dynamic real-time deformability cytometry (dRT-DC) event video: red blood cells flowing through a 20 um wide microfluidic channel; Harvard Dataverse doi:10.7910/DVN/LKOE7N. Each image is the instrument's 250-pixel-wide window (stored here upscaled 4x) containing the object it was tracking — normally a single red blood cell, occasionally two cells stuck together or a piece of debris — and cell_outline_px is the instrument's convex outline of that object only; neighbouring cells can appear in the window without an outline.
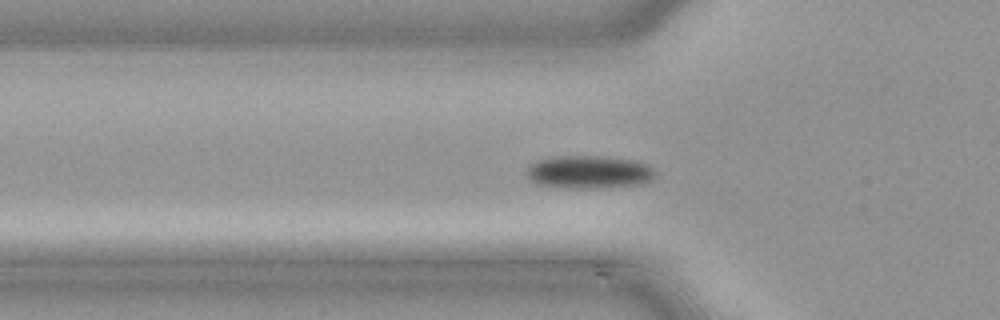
{"species": "common noctule bat (a hibernating species)", "species_latin": "Nyctalus noctula", "temperature_condition": "cold", "stored_images_in_passage": 44, "camera_frame_rate_fps": 3000, "um_per_image_px": 0.085, "animal": {"sex": "male", "body_mass_g": 21.5, "forearm_length_mm": 52.0}, "frame": {"image": 1, "passage_image": 15, "time_ms": 4.667, "image_size_px": [1000, 320], "cell_outline_px": [[656, 172], [652, 180], [640, 184], [604, 188], [560, 188], [536, 184], [528, 176], [528, 168], [532, 164], [540, 160], [560, 156], [592, 156], [628, 160], [644, 164], [652, 168]], "centroid_in_image_um": [50.06, 14.66], "position_along_channel_um": 75.7, "area_um2": 24.28}}
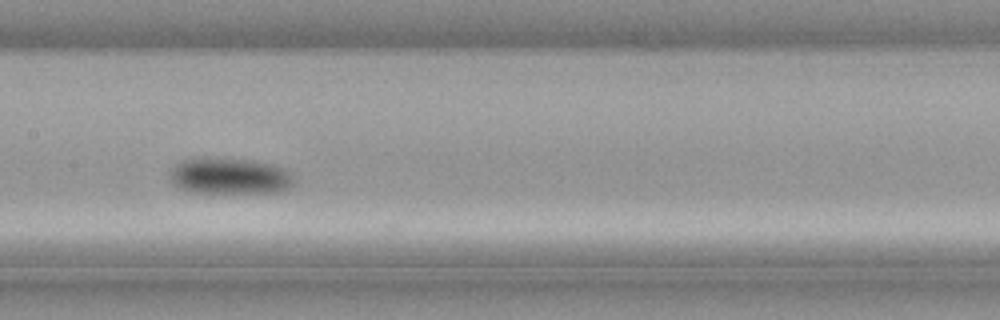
{"frame": {"image": 2, "passage_image": 23, "time_ms": 7.333, "image_size_px": [1000, 320], "cell_outline_px": [[296, 180], [284, 192], [212, 196], [188, 192], [172, 184], [172, 168], [176, 164], [184, 160], [204, 156], [252, 160], [272, 164], [284, 168], [292, 172]], "centroid_in_image_um": [19.56, 15.02], "position_along_channel_um": 187.8, "area_um2": 27.92}}
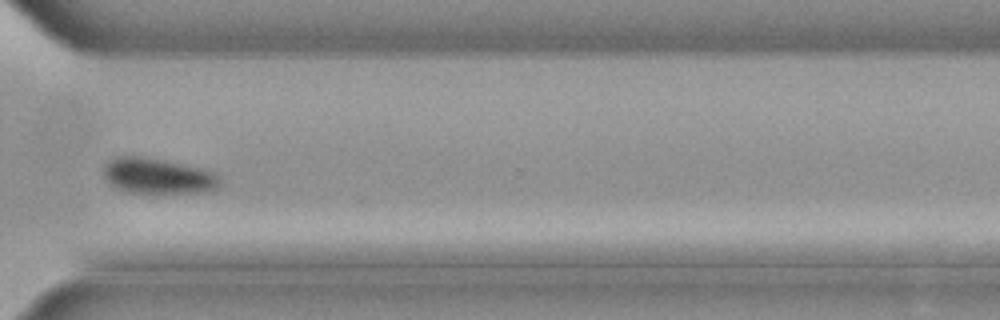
{"frame": {"image": 3, "passage_image": 35, "time_ms": 11.333, "image_size_px": [1000, 320], "cell_outline_px": [[220, 184], [216, 188], [204, 192], [164, 196], [124, 192], [116, 188], [104, 176], [104, 164], [108, 160], [116, 156], [136, 156], [160, 160], [200, 168], [216, 172], [220, 176]], "centroid_in_image_um": [13.43, 15.02], "position_along_channel_um": 357.2, "area_um2": 24.91}}